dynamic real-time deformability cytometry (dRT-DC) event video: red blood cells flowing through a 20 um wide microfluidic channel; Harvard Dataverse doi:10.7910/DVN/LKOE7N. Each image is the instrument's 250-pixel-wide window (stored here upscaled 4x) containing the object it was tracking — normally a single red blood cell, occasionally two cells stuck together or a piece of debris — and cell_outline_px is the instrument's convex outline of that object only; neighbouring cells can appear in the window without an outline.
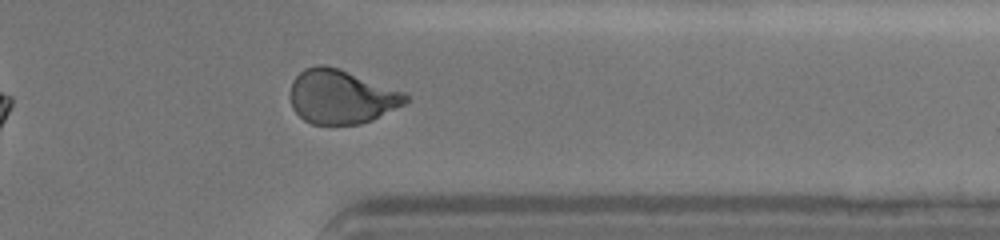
{"species": "human", "species_latin": "Homo sapiens", "temperature_condition": "cold", "stored_images_in_passage": 36, "camera_frame_rate_fps": 3000, "um_per_image_px": 0.085, "donor": {"sex": "female"}, "frame": {"image": 1, "passage_image": 27, "time_ms": 11.0, "image_size_px": [1000, 240], "cell_outline_px": [[412, 96], [404, 104], [372, 120], [360, 124], [312, 124], [304, 120], [292, 108], [292, 80], [304, 68], [316, 64], [324, 64], [340, 68], [404, 92]], "centroid_in_image_um": [29.02, 8.21], "position_along_channel_um": 382.4, "area_um2": 36.3}, "authors_computed_cell_mechanics": {"area_um2": 36.0094, "velocity_mm_per_s": 3.5933, "shape_relaxation_time_tau1_ms": 3.4898, "shape_relaxation_time_tau2_ms": 1.6824, "deformation_change_tau1": 0.1326, "deformation_change_tau2": 0.0549}}